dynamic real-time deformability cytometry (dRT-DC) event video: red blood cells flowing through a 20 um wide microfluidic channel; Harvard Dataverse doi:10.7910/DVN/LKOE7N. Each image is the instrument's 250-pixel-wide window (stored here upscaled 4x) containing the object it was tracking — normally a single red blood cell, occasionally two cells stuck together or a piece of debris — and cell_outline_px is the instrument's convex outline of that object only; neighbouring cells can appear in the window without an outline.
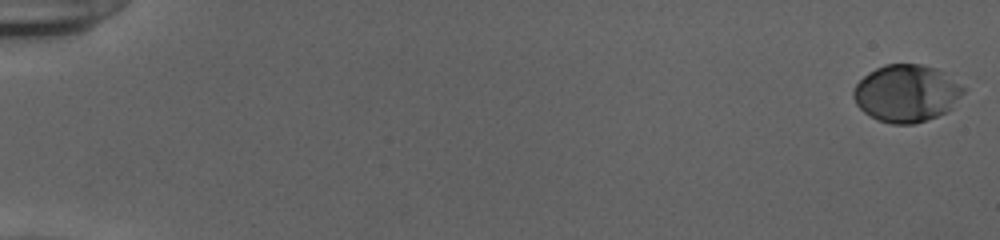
{"species": "human", "species_latin": "Homo sapiens", "temperature_condition": "cold", "stored_images_in_passage": 11, "camera_frame_rate_fps": 3000, "um_per_image_px": 0.085, "donor": {"sex": "female"}, "frame": {"image": 1, "passage_image": 1, "time_ms": 0.0, "image_size_px": [1000, 240], "cell_outline_px": [[968, 88], [952, 108], [948, 112], [912, 124], [892, 124], [876, 120], [864, 112], [856, 104], [852, 96], [852, 92], [856, 84], [868, 72], [884, 64], [920, 64], [936, 68]], "centroid_in_image_um": [77.06, 7.93], "position_along_channel_um": 7.9, "area_um2": 36.93}}